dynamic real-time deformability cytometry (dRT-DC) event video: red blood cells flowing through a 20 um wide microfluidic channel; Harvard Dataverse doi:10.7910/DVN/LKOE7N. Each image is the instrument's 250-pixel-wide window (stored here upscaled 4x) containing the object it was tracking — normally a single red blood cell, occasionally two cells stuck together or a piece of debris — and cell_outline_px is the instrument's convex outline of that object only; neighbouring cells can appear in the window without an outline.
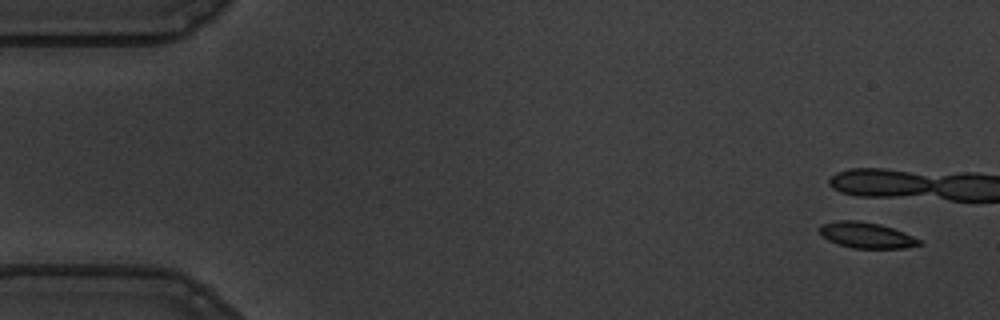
{"species": "common noctule bat (a hibernating species)", "species_latin": "Nyctalus noctula", "temperature_condition": "warm", "stored_images_in_passage": 5, "camera_frame_rate_fps": 3000, "um_per_image_px": 0.085, "animal": {"sex": "male", "body_mass_g": 19.5, "forearm_length_mm": 54.6}, "frame": {"image": 1, "passage_image": 1, "time_ms": 0.0, "image_size_px": [1000, 320], "cell_outline_px": [[920, 244], [904, 248], [852, 248], [828, 240], [820, 232], [820, 224], [836, 220], [860, 220], [880, 224], [904, 232], [920, 240]], "centroid_in_image_um": [73.62, 19.97], "position_along_channel_um": 11.4, "area_um2": 14.85}}